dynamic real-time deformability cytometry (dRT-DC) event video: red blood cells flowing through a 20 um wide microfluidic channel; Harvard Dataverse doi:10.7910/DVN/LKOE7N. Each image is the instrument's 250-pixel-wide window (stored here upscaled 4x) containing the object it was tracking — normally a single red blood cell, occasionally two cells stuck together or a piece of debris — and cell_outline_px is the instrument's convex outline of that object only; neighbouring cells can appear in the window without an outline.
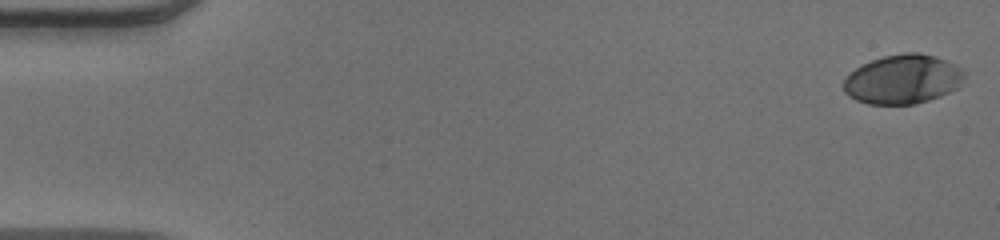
{"species": "human", "species_latin": "Homo sapiens", "temperature_condition": "warm", "stored_images_in_passage": 48, "camera_frame_rate_fps": 3000, "um_per_image_px": 0.085, "donor": {"sex": "male"}, "frame": {"image": 1, "passage_image": 1, "time_ms": 0.0, "image_size_px": [1000, 240], "cell_outline_px": [[964, 76], [960, 84], [956, 88], [940, 96], [916, 104], [868, 104], [856, 100], [848, 96], [844, 92], [844, 80], [856, 68], [872, 60], [884, 56], [904, 52], [916, 52], [936, 56], [956, 64], [964, 68]], "centroid_in_image_um": [76.76, 6.73], "position_along_channel_um": 8.2, "area_um2": 34.62}}
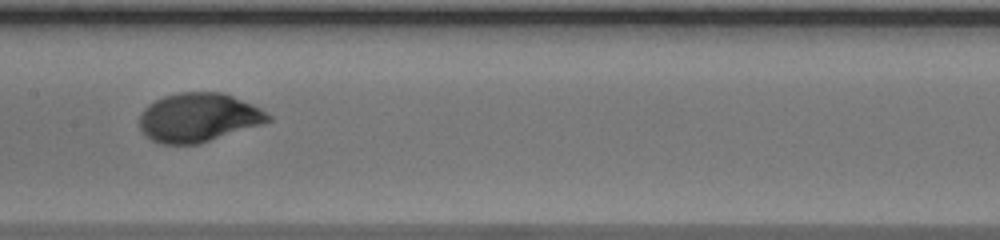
{"frame": {"image": 2, "passage_image": 26, "time_ms": 8.333, "image_size_px": [1000, 240], "cell_outline_px": [[272, 120], [200, 144], [160, 144], [152, 140], [140, 128], [140, 112], [148, 104], [164, 96], [180, 92], [224, 92], [252, 104], [260, 108], [272, 116]], "centroid_in_image_um": [16.86, 9.98], "position_along_channel_um": 190.5, "area_um2": 36.53}}
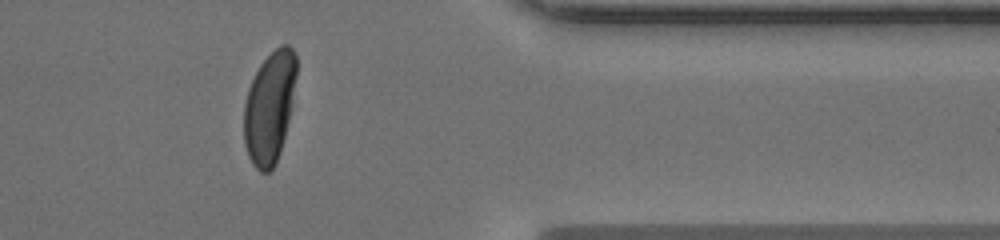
{"frame": {"image": 3, "passage_image": 42, "time_ms": 13.667, "image_size_px": [1000, 240], "cell_outline_px": [[296, 76], [292, 104], [280, 152], [276, 164], [268, 172], [260, 172], [252, 164], [248, 156], [244, 144], [244, 104], [248, 88], [260, 64], [280, 44], [288, 44], [292, 48], [296, 56]], "centroid_in_image_um": [22.9, 9.12], "position_along_channel_um": 388.5, "area_um2": 34.04}}